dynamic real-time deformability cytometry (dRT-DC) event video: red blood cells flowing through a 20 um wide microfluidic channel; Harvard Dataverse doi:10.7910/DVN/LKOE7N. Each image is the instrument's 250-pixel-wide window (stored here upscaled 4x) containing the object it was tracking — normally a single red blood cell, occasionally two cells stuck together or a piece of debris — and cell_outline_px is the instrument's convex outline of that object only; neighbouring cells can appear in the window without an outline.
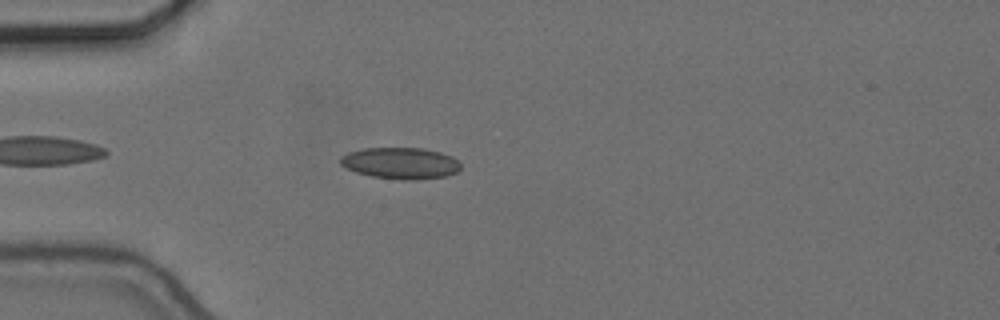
{"species": "common noctule bat (a hibernating species)", "species_latin": "Nyctalus noctula", "temperature_condition": "cold", "stored_images_in_passage": 38, "camera_frame_rate_fps": 3000, "um_per_image_px": 0.085, "animal": {"sex": "female", "body_mass_g": 24.6, "forearm_length_mm": 56.2}, "frame": {"image": 1, "passage_image": 4, "time_ms": 1.0, "image_size_px": [1000, 320], "cell_outline_px": [[460, 168], [456, 172], [448, 176], [416, 180], [404, 180], [372, 176], [356, 172], [340, 164], [340, 156], [348, 152], [364, 148], [424, 148], [440, 152], [452, 156], [460, 164]], "centroid_in_image_um": [34.05, 13.87], "position_along_channel_um": 50.9, "area_um2": 22.08}}
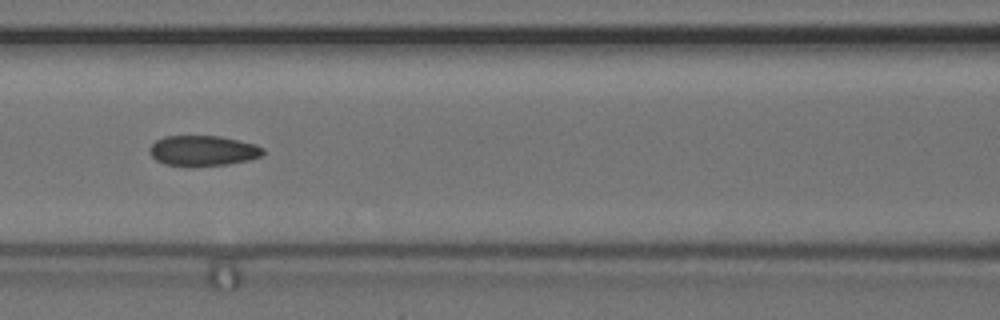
{"frame": {"image": 2, "passage_image": 13, "time_ms": 4.0, "image_size_px": [1000, 320], "cell_outline_px": [[264, 156], [248, 160], [228, 164], [164, 164], [156, 160], [148, 152], [148, 148], [156, 140], [164, 136], [220, 136], [256, 144], [264, 148]], "centroid_in_image_um": [17.27, 12.77], "position_along_channel_um": 149.3, "area_um2": 19.71}}
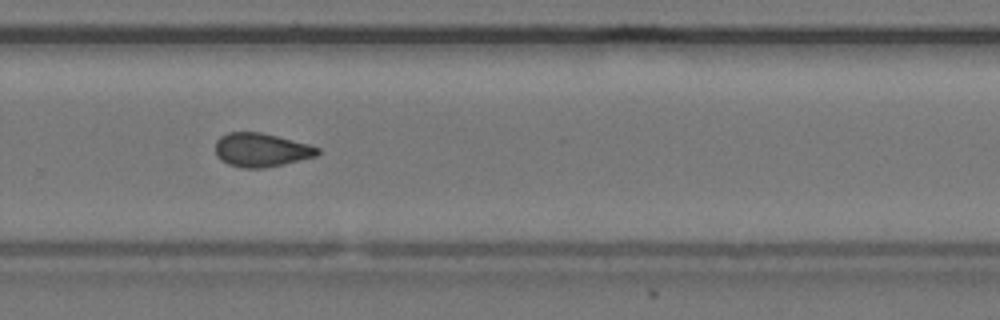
{"frame": {"image": 3, "passage_image": 26, "time_ms": 8.333, "image_size_px": [1000, 320], "cell_outline_px": [[320, 152], [316, 156], [284, 164], [264, 168], [244, 168], [228, 164], [220, 160], [216, 156], [216, 140], [220, 136], [228, 132], [260, 132], [308, 144], [320, 148]], "centroid_in_image_um": [22.18, 12.75], "position_along_channel_um": 307.6, "area_um2": 20.06}, "authors_computed_cell_mechanics": {"area_um2": 20.4034, "velocity_mm_per_s": 3.6737, "shape_relaxation_time_tau1_ms": null, "shape_relaxation_time_tau2_ms": 3.6401, "deformation_change_tau1": null, "deformation_change_tau2": 0.0992}}